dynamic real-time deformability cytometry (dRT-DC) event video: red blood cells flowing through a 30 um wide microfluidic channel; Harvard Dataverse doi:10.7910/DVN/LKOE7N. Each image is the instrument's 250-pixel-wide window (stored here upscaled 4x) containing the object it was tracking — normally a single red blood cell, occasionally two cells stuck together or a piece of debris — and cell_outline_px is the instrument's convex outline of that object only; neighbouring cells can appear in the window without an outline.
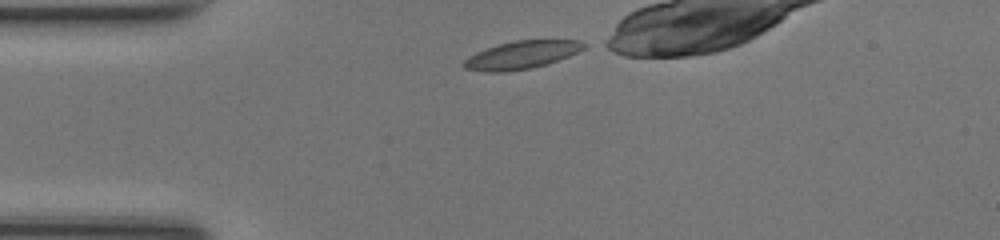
{"species": "common noctule bat (a hibernating species)", "species_latin": "Nyctalus noctula", "temperature_condition": "room temperature", "stored_images_in_passage": 32, "camera_frame_rate_fps": 3000, "um_per_image_px": 0.085, "animal": {"sex": "female", "body_mass_g": 17.0, "forearm_length_mm": 48.0}, "frame": {"image": 1, "passage_image": 1, "time_ms": 0.0, "image_size_px": [1000, 240], "cell_outline_px": [[588, 44], [584, 48], [568, 56], [532, 68], [504, 72], [484, 72], [464, 68], [460, 64], [468, 56], [476, 52], [500, 44], [516, 40], [580, 40]], "centroid_in_image_um": [44.29, 4.67], "position_along_channel_um": 40.7, "area_um2": 19.36}}
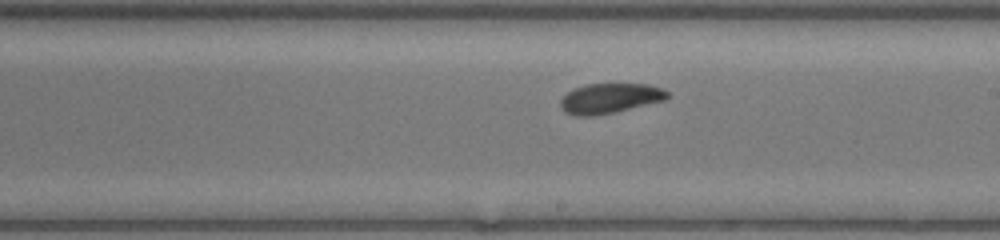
{"frame": {"image": 2, "passage_image": 17, "time_ms": 5.333, "image_size_px": [1000, 240], "cell_outline_px": [[668, 96], [664, 100], [612, 112], [592, 116], [576, 116], [564, 112], [560, 108], [560, 100], [568, 92], [584, 84], [648, 84], [660, 88], [668, 92]], "centroid_in_image_um": [51.78, 8.35], "position_along_channel_um": 237.2, "area_um2": 18.38}}
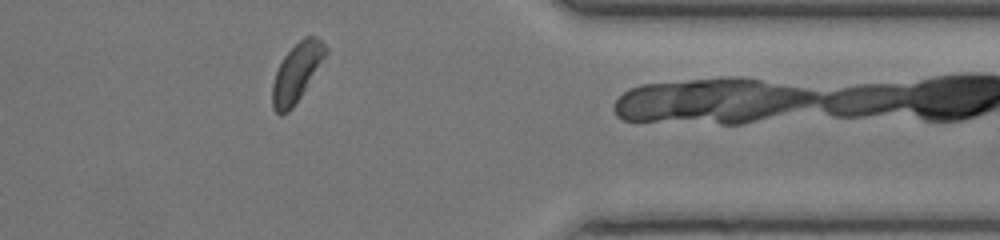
{"frame": {"image": 3, "passage_image": 29, "time_ms": 9.333, "image_size_px": [1000, 240], "cell_outline_px": [[328, 52], [300, 96], [292, 108], [288, 112], [280, 116], [272, 108], [272, 84], [276, 72], [284, 56], [304, 36], [312, 36], [320, 40], [328, 48]], "centroid_in_image_um": [25.2, 6.18], "position_along_channel_um": 386.2, "area_um2": 17.69}, "authors_computed_cell_mechanics": {"area_um2": 18.6983, "velocity_mm_per_s": 4.1852, "shape_relaxation_time_tau1_ms": 1.8944, "shape_relaxation_time_tau2_ms": 2.8938, "deformation_change_tau1": 0.0912, "deformation_change_tau2": 0.0943}}